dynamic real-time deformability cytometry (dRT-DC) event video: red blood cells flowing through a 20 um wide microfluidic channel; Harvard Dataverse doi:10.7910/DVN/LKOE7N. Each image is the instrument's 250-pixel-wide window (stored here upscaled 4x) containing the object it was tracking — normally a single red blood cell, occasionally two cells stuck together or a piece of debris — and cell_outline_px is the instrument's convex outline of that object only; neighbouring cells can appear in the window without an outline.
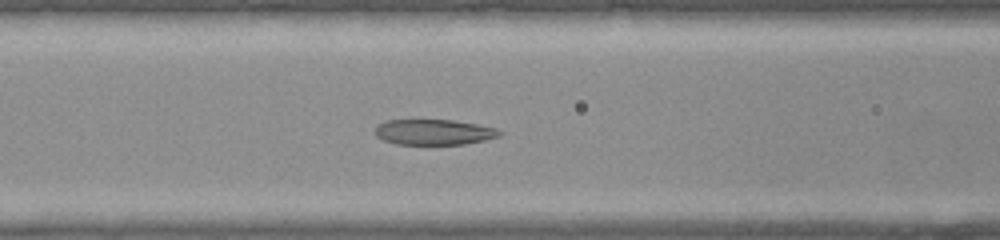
{"species": "common noctule bat (a hibernating species)", "species_latin": "Nyctalus noctula", "temperature_condition": "warm", "stored_images_in_passage": 37, "camera_frame_rate_fps": 3000, "um_per_image_px": 0.085, "animal": {"sex": "female", "body_mass_g": 22.0, "forearm_length_mm": 56.7}, "frame": {"image": 1, "passage_image": 13, "time_ms": 4.0, "image_size_px": [1000, 240], "cell_outline_px": [[504, 132], [500, 136], [484, 140], [464, 144], [396, 144], [384, 140], [376, 136], [376, 128], [380, 124], [388, 120], [452, 120], [476, 124], [496, 128]], "centroid_in_image_um": [36.92, 11.23], "position_along_channel_um": 129.7, "area_um2": 18.32}}
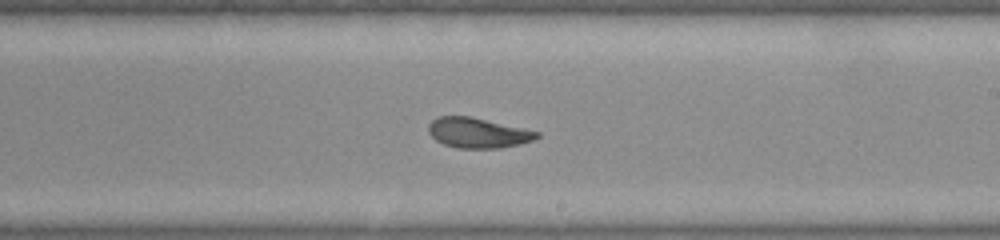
{"frame": {"image": 2, "passage_image": 20, "time_ms": 6.333, "image_size_px": [1000, 240], "cell_outline_px": [[540, 136], [532, 140], [520, 144], [500, 148], [456, 148], [444, 144], [436, 140], [428, 132], [428, 124], [436, 116], [468, 116], [540, 132]], "centroid_in_image_um": [40.58, 11.29], "position_along_channel_um": 248.4, "area_um2": 18.9}}
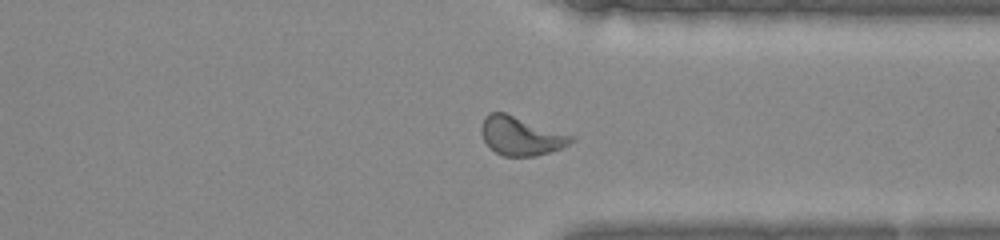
{"frame": {"image": 3, "passage_image": 27, "time_ms": 8.667, "image_size_px": [1000, 240], "cell_outline_px": [[576, 140], [560, 148], [536, 156], [504, 156], [488, 148], [480, 132], [480, 128], [484, 116], [488, 112], [504, 112], [576, 136]], "centroid_in_image_um": [44.26, 11.54], "position_along_channel_um": 367.1, "area_um2": 20.46}}